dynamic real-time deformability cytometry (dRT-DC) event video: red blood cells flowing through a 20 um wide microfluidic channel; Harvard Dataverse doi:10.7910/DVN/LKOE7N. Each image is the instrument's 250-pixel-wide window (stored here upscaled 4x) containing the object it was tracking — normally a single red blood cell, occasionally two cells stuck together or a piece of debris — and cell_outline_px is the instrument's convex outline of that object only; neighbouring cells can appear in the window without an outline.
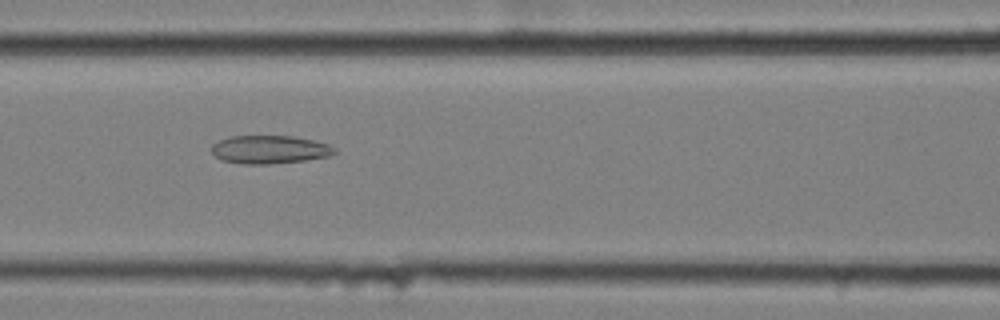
{"species": "common noctule bat (a hibernating species)", "species_latin": "Nyctalus noctula", "temperature_condition": "cold", "stored_images_in_passage": 54, "camera_frame_rate_fps": 3000, "um_per_image_px": 0.085, "animal": {"sex": "female", "body_mass_g": 25.1}, "frame": {"image": 1, "passage_image": 22, "time_ms": 7.0, "image_size_px": [1000, 320], "cell_outline_px": [[336, 152], [328, 156], [304, 160], [268, 164], [244, 164], [224, 160], [216, 156], [212, 152], [212, 144], [228, 136], [292, 136], [312, 140], [328, 144], [336, 148]], "centroid_in_image_um": [22.91, 12.7], "position_along_channel_um": 143.7, "area_um2": 20.0}}
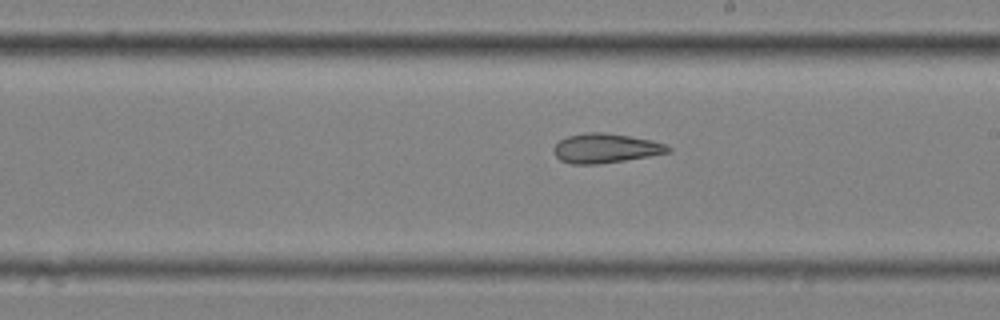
{"frame": {"image": 2, "passage_image": 30, "time_ms": 9.667, "image_size_px": [1000, 320], "cell_outline_px": [[672, 152], [600, 164], [572, 164], [560, 160], [556, 156], [552, 148], [560, 140], [568, 136], [588, 132], [604, 132], [652, 140], [664, 144], [672, 148]], "centroid_in_image_um": [51.47, 12.6], "position_along_channel_um": 237.5, "area_um2": 19.54}}
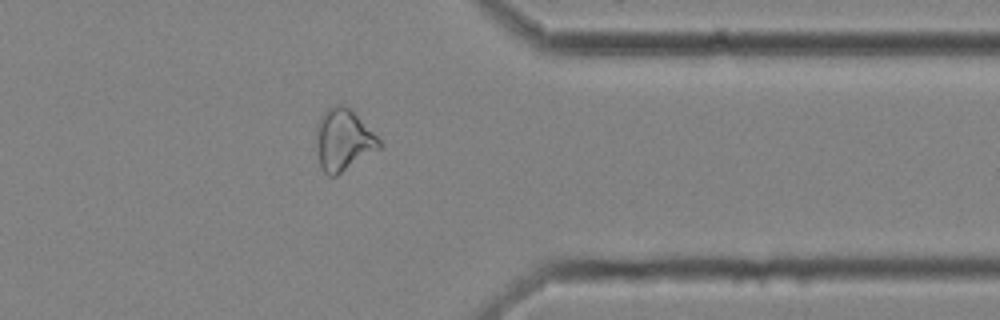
{"frame": {"image": 3, "passage_image": 43, "time_ms": 14.0, "image_size_px": [1000, 320], "cell_outline_px": [[384, 144], [380, 148], [336, 176], [328, 176], [324, 172], [320, 164], [316, 144], [316, 124], [324, 112], [328, 108], [336, 104], [344, 104]], "centroid_in_image_um": [29.15, 11.91], "position_along_channel_um": 382.2, "area_um2": 22.25}, "authors_computed_cell_mechanics": {"area_um2": 23.3512, "velocity_mm_per_s": 3.5219, "shape_relaxation_time_tau1_ms": null, "shape_relaxation_time_tau2_ms": 5.0421, "deformation_change_tau1": null, "deformation_change_tau2": 0.1477}}